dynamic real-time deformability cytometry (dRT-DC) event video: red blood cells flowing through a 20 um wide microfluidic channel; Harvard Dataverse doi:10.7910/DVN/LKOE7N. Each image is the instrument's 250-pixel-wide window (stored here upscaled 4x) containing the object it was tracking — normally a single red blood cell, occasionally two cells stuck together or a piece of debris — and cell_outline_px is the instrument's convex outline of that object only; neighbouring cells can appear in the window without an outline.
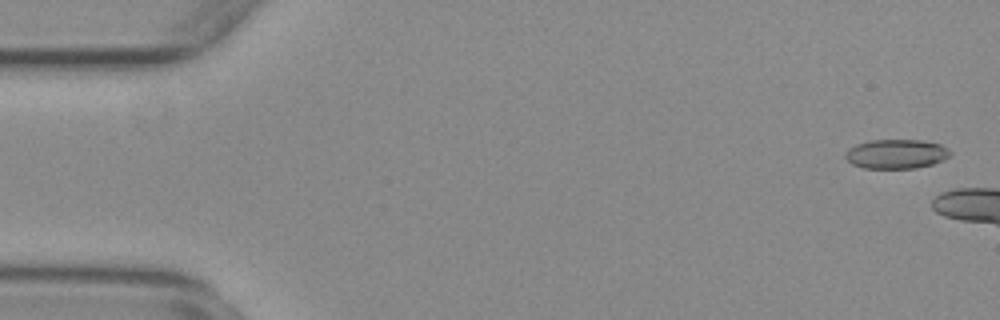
{"species": "common noctule bat (a hibernating species)", "species_latin": "Nyctalus noctula", "temperature_condition": "warm", "stored_images_in_passage": 9, "camera_frame_rate_fps": 3000, "um_per_image_px": 0.085, "animal": {"sex": "female", "body_mass_g": 29.2, "forearm_length_mm": 56.3}, "frame": {"image": 1, "passage_image": 2, "time_ms": 0.333, "image_size_px": [1000, 320], "cell_outline_px": [[952, 152], [948, 156], [932, 164], [916, 168], [864, 168], [852, 164], [844, 156], [848, 148], [856, 144], [868, 140], [920, 140], [940, 144]], "centroid_in_image_um": [76.14, 13.08], "position_along_channel_um": 8.9, "area_um2": 17.8}}